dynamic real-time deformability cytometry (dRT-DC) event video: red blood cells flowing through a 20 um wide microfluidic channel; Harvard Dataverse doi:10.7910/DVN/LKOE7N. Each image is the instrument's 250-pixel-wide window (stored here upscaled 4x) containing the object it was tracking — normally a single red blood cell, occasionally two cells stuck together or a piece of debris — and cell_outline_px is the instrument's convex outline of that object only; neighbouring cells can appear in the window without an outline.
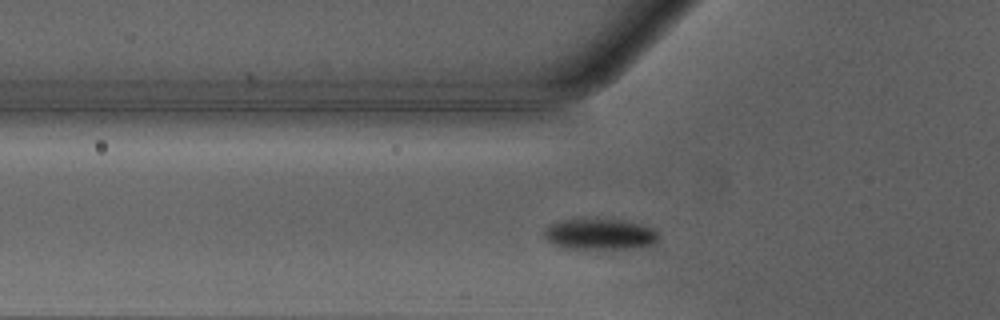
{"species": "Egyptian fruit bat (a non-hibernating species)", "species_latin": "Rousettus aegyptiacus", "temperature_condition": "warm", "stored_images_in_passage": 34, "camera_frame_rate_fps": 3000, "um_per_image_px": 0.085, "animal": {"sex": "male"}, "frame": {"image": 1, "passage_image": 7, "time_ms": 2.0, "image_size_px": [1000, 320], "cell_outline_px": [[660, 236], [652, 244], [640, 248], [564, 248], [552, 244], [544, 236], [544, 228], [548, 224], [560, 220], [624, 220], [640, 224], [652, 228]], "centroid_in_image_um": [50.96, 19.91], "position_along_channel_um": 74.8, "area_um2": 20.4}}
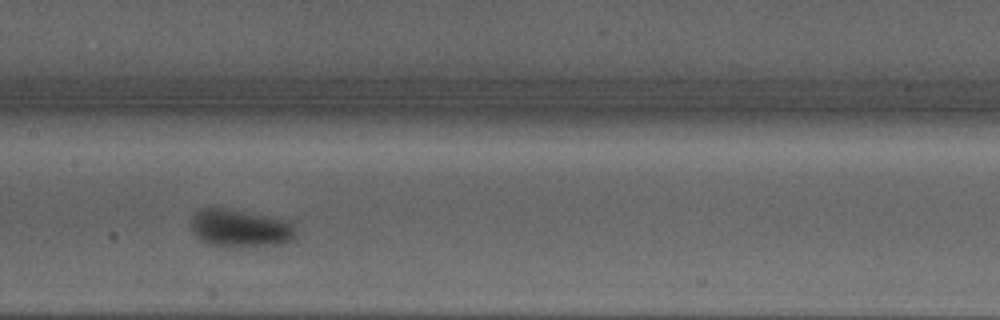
{"frame": {"image": 2, "passage_image": 15, "time_ms": 4.667, "image_size_px": [1000, 320], "cell_outline_px": [[292, 236], [288, 240], [260, 244], [212, 244], [204, 240], [192, 232], [192, 216], [196, 212], [212, 204], [292, 220]], "centroid_in_image_um": [20.33, 19.26], "position_along_channel_um": 187.1, "area_um2": 22.14}}
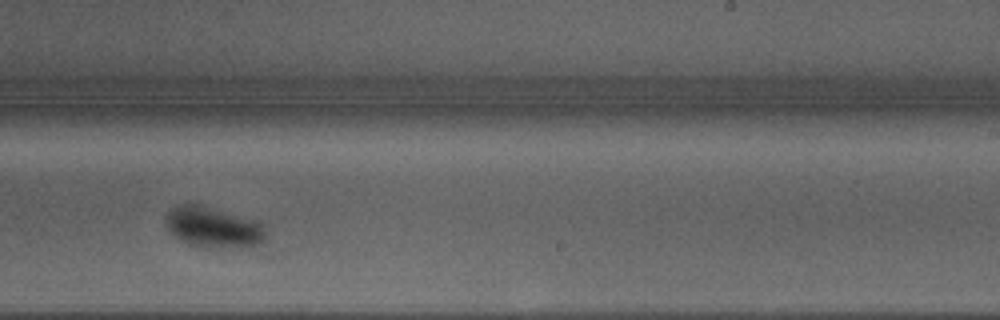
{"frame": {"image": 3, "passage_image": 21, "time_ms": 6.667, "image_size_px": [1000, 320], "cell_outline_px": [[264, 240], [256, 244], [188, 244], [180, 240], [168, 228], [168, 212], [172, 208], [180, 204], [200, 204], [256, 220], [260, 224], [264, 232]], "centroid_in_image_um": [18.07, 19.22], "position_along_channel_um": 270.9, "area_um2": 21.91}}